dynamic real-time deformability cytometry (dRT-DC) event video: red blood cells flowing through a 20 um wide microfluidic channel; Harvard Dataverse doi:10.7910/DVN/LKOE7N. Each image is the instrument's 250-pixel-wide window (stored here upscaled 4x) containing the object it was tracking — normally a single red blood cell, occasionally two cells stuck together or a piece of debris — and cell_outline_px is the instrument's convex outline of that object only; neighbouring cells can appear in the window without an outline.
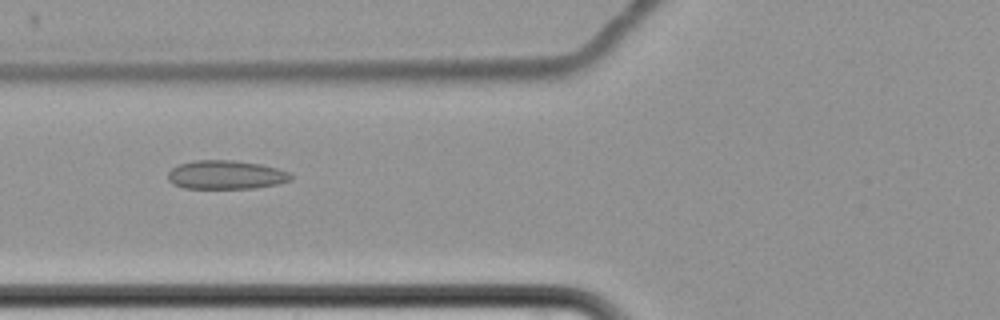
{"species": "common noctule bat (a hibernating species)", "species_latin": "Nyctalus noctula", "temperature_condition": "cold", "stored_images_in_passage": 10, "camera_frame_rate_fps": 3000, "um_per_image_px": 0.085, "animal": {"sex": "female", "body_mass_g": 22.7, "forearm_length_mm": 54.2}, "frame": {"image": 1, "passage_image": 7, "time_ms": 8.333, "image_size_px": [1000, 320], "cell_outline_px": [[292, 180], [280, 184], [256, 188], [184, 188], [172, 184], [168, 180], [168, 172], [172, 168], [180, 164], [196, 160], [232, 160], [260, 164], [276, 168], [288, 172], [292, 176]], "centroid_in_image_um": [19.21, 14.87], "position_along_channel_um": 106.6, "area_um2": 20.63}}
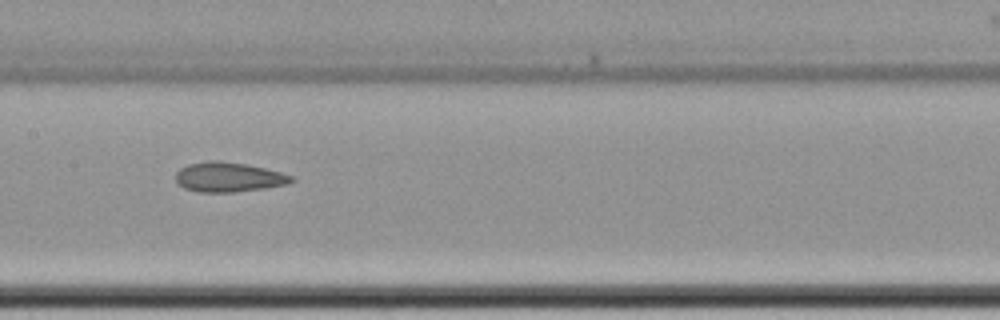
{"frame": {"image": 2, "passage_image": 9, "time_ms": 10.667, "image_size_px": [1000, 320], "cell_outline_px": [[296, 180], [288, 184], [264, 188], [236, 192], [196, 192], [184, 188], [176, 180], [176, 172], [180, 168], [188, 164], [212, 160], [220, 160], [248, 164], [280, 172], [292, 176]], "centroid_in_image_um": [19.43, 15.05], "position_along_channel_um": 188.0, "area_um2": 20.11}}
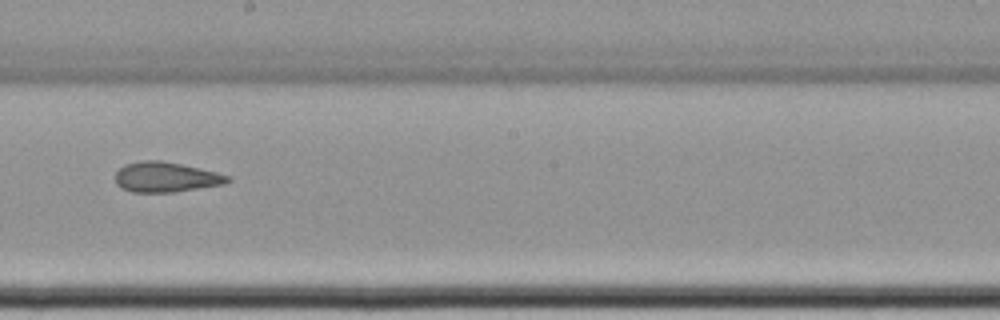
{"frame": {"image": 3, "passage_image": 10, "time_ms": 12.0, "image_size_px": [1000, 320], "cell_outline_px": [[232, 180], [224, 184], [176, 192], [132, 192], [120, 188], [116, 184], [116, 172], [124, 164], [144, 160], [160, 160], [200, 168], [232, 176]], "centroid_in_image_um": [14.11, 15.06], "position_along_channel_um": 234.1, "area_um2": 19.83}}